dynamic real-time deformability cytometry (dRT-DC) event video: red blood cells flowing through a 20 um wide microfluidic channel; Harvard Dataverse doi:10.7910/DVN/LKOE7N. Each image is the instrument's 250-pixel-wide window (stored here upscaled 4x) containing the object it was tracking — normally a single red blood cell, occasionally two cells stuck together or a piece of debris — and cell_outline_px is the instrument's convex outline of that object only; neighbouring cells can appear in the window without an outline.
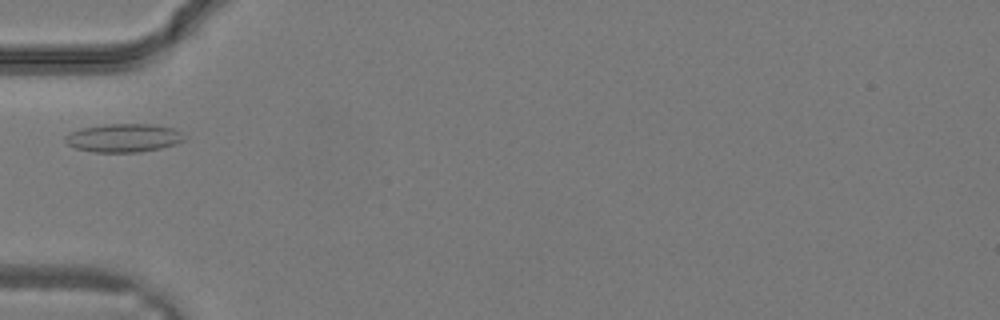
{"species": "common noctule bat (a hibernating species)", "species_latin": "Nyctalus noctula", "temperature_condition": "warm", "stored_images_in_passage": 28, "camera_frame_rate_fps": 3000, "um_per_image_px": 0.085, "animal": {"sex": "male", "body_mass_g": 19.2, "forearm_length_mm": 51.8}, "frame": {"image": 1, "passage_image": 7, "time_ms": 2.0, "image_size_px": [1000, 320], "cell_outline_px": [[184, 140], [176, 144], [160, 148], [140, 152], [96, 152], [76, 148], [68, 144], [64, 140], [64, 136], [80, 128], [104, 124], [152, 124], [172, 128], [180, 132], [184, 136]], "centroid_in_image_um": [10.5, 11.72], "position_along_channel_um": 74.5, "area_um2": 19.59}}
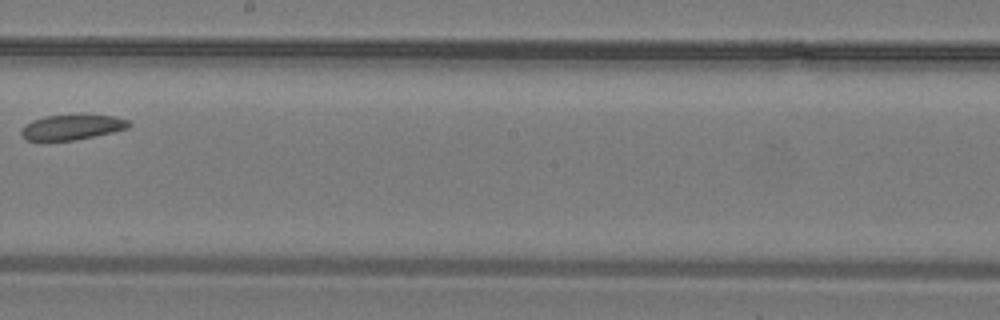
{"frame": {"image": 2, "passage_image": 15, "time_ms": 4.667, "image_size_px": [1000, 320], "cell_outline_px": [[132, 124], [128, 128], [112, 132], [72, 140], [24, 140], [20, 136], [20, 132], [24, 124], [32, 120], [44, 116], [116, 116], [128, 120]], "centroid_in_image_um": [6.07, 10.82], "position_along_channel_um": 242.1, "area_um2": 15.43}}
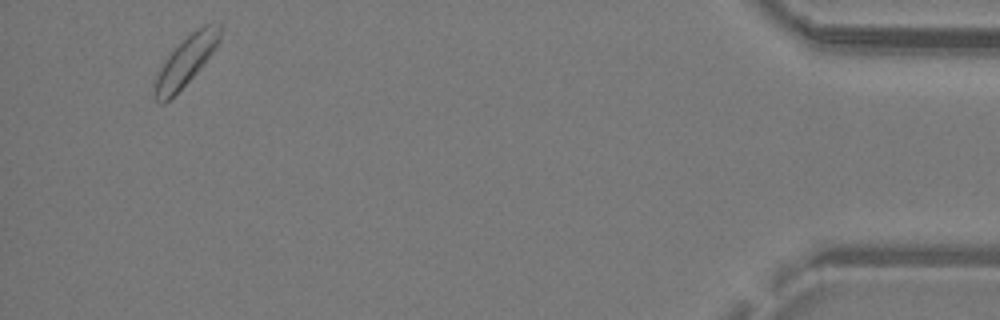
{"frame": {"image": 3, "passage_image": 27, "time_ms": 8.667, "image_size_px": [1000, 320], "cell_outline_px": [[220, 40], [212, 52], [200, 68], [164, 104], [160, 104], [152, 96], [152, 92], [156, 76], [160, 68], [168, 56], [196, 28], [204, 24], [220, 24]], "centroid_in_image_um": [15.76, 5.21], "position_along_channel_um": 419.4, "area_um2": 18.15}}